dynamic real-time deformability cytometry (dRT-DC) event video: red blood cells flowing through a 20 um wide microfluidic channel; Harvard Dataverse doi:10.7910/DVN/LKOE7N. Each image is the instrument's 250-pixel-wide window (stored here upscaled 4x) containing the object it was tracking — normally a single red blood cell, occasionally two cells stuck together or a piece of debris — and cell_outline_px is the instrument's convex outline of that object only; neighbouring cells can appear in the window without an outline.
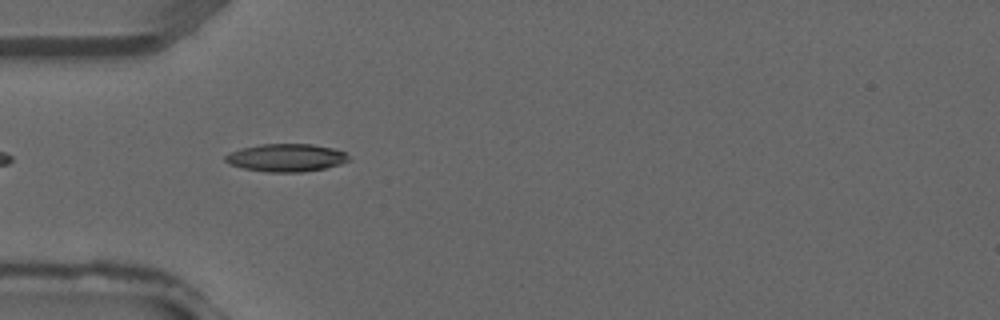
{"species": "common noctule bat (a hibernating species)", "species_latin": "Nyctalus noctula", "temperature_condition": "warm", "stored_images_in_passage": 25, "camera_frame_rate_fps": 3000, "um_per_image_px": 0.085, "animal": {"sex": "male", "forearm_length_mm": 52.5}, "frame": {"image": 1, "passage_image": 4, "time_ms": 1.0, "image_size_px": [1000, 320], "cell_outline_px": [[352, 160], [340, 164], [324, 168], [300, 172], [268, 172], [244, 168], [228, 164], [224, 160], [224, 156], [240, 148], [260, 144], [312, 144], [336, 148], [344, 152]], "centroid_in_image_um": [24.34, 13.4], "position_along_channel_um": 60.7, "area_um2": 20.06}}
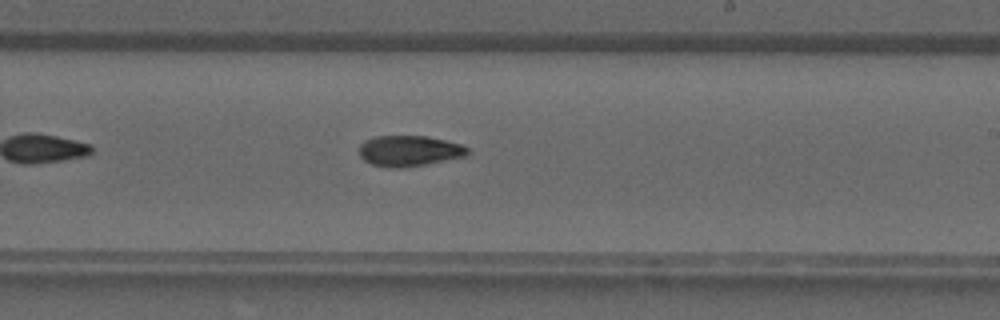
{"frame": {"image": 2, "passage_image": 15, "time_ms": 4.667, "image_size_px": [1000, 320], "cell_outline_px": [[472, 152], [464, 156], [404, 168], [388, 168], [372, 164], [364, 160], [360, 156], [360, 144], [364, 140], [372, 136], [428, 136], [460, 144], [468, 148]], "centroid_in_image_um": [34.75, 12.82], "position_along_channel_um": 254.2, "area_um2": 19.42}}
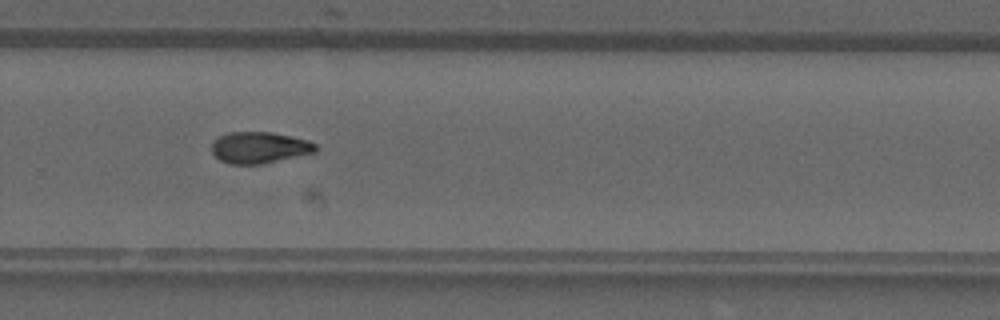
{"frame": {"image": 3, "passage_image": 18, "time_ms": 5.667, "image_size_px": [1000, 320], "cell_outline_px": [[320, 148], [316, 152], [264, 164], [228, 164], [220, 160], [212, 152], [212, 140], [228, 132], [272, 132], [308, 140], [316, 144]], "centroid_in_image_um": [22.07, 12.55], "position_along_channel_um": 307.7, "area_um2": 19.25}}